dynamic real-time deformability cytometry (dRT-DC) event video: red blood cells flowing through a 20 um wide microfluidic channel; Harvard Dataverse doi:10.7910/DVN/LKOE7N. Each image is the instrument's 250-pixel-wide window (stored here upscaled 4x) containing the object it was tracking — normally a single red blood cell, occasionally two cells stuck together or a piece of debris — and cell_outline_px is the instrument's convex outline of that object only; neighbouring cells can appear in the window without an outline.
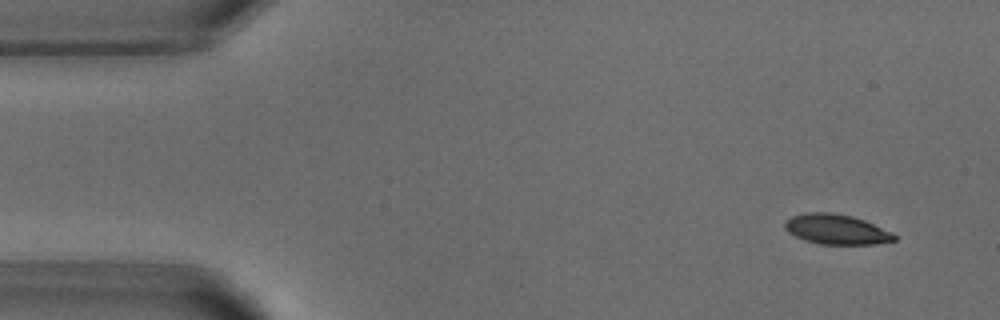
{"species": "common noctule bat (a hibernating species)", "species_latin": "Nyctalus noctula", "temperature_condition": "warm", "stored_images_in_passage": 4, "camera_frame_rate_fps": 3000, "um_per_image_px": 0.085, "animal": {"sex": "male", "body_mass_g": 18.8}, "frame": {"image": 1, "passage_image": 1, "time_ms": 0.0, "image_size_px": [1000, 320], "cell_outline_px": [[896, 240], [876, 244], [820, 244], [804, 240], [788, 232], [784, 228], [784, 220], [792, 216], [804, 212], [832, 212], [852, 216], [864, 220], [892, 232], [896, 236]], "centroid_in_image_um": [71.06, 19.48], "position_along_channel_um": 13.9, "area_um2": 19.25}}
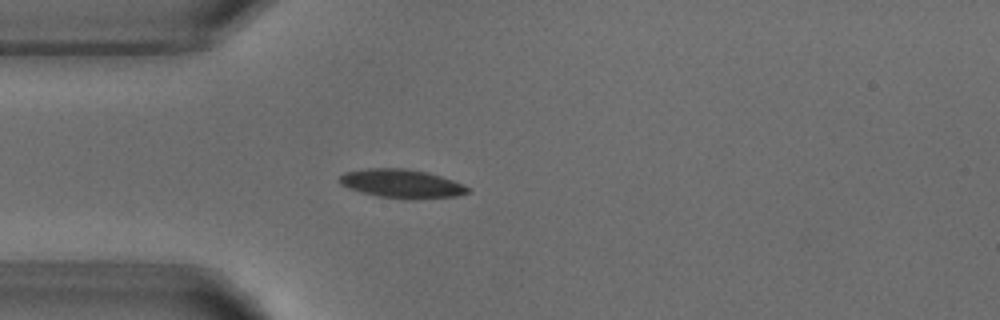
{"frame": {"image": 2, "passage_image": 4, "time_ms": 3.333, "image_size_px": [1000, 320], "cell_outline_px": [[472, 192], [456, 196], [416, 200], [404, 200], [380, 196], [360, 192], [348, 188], [340, 184], [336, 180], [344, 172], [364, 168], [404, 168], [428, 172], [464, 184]], "centroid_in_image_um": [34.13, 15.62], "position_along_channel_um": 50.9, "area_um2": 21.91}}